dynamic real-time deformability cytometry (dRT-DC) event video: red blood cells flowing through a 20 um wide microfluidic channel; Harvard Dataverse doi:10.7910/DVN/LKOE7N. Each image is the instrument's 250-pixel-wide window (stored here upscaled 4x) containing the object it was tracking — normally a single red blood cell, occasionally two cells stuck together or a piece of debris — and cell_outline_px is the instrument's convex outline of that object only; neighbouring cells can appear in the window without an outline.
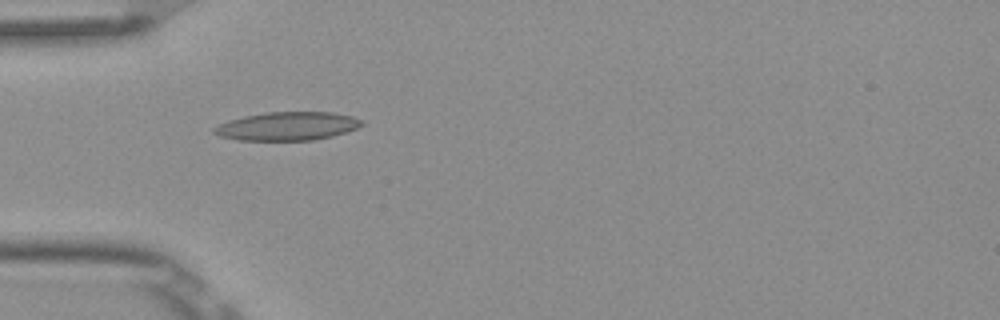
{"species": "Egyptian fruit bat (a non-hibernating species)", "species_latin": "Rousettus aegyptiacus", "temperature_condition": "room temperature", "stored_images_in_passage": 10, "camera_frame_rate_fps": 3000, "um_per_image_px": 0.085, "frame": {"image": 1, "passage_image": 5, "time_ms": 1.333, "image_size_px": [1000, 320], "cell_outline_px": [[364, 124], [348, 132], [332, 136], [312, 140], [240, 140], [220, 136], [212, 132], [212, 128], [228, 120], [244, 116], [268, 112], [332, 112], [352, 116], [360, 120]], "centroid_in_image_um": [24.42, 10.72], "position_along_channel_um": 60.6, "area_um2": 24.39}}
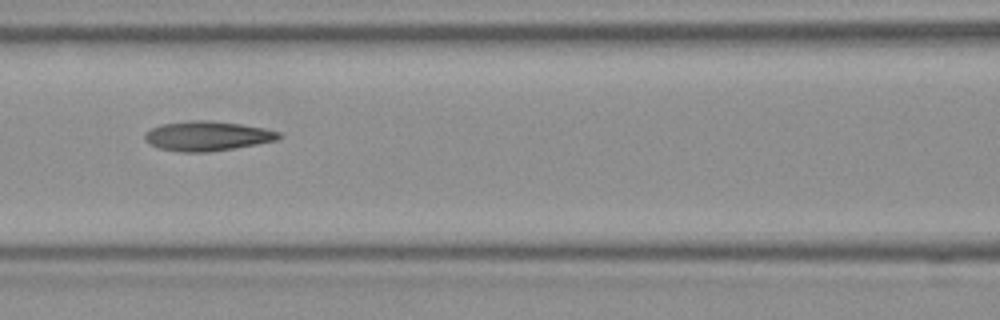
{"frame": {"image": 2, "passage_image": 7, "time_ms": 2.0, "image_size_px": [1000, 320], "cell_outline_px": [[284, 136], [276, 140], [256, 144], [208, 152], [184, 152], [160, 148], [148, 144], [144, 140], [144, 132], [160, 124], [196, 120], [208, 120], [240, 124], [264, 128], [280, 132]], "centroid_in_image_um": [17.6, 11.55], "position_along_channel_um": 149.0, "area_um2": 23.06}}
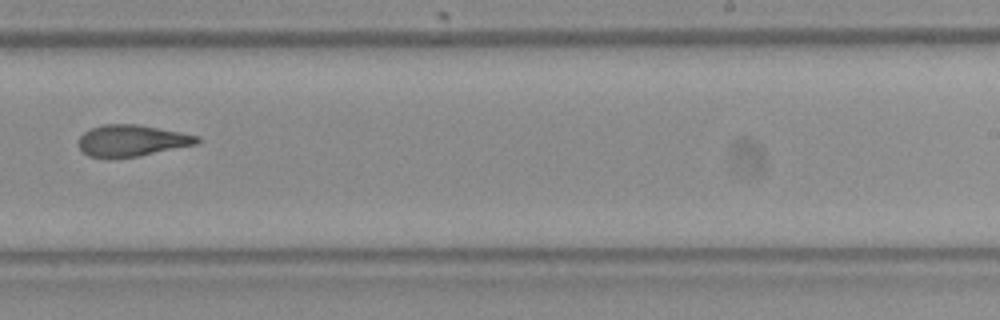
{"frame": {"image": 3, "passage_image": 10, "time_ms": 3.0, "image_size_px": [1000, 320], "cell_outline_px": [[200, 144], [140, 156], [108, 160], [88, 156], [80, 148], [80, 136], [84, 132], [92, 128], [104, 124], [140, 124], [200, 136]], "centroid_in_image_um": [11.24, 11.98], "position_along_channel_um": 277.8, "area_um2": 22.25}}